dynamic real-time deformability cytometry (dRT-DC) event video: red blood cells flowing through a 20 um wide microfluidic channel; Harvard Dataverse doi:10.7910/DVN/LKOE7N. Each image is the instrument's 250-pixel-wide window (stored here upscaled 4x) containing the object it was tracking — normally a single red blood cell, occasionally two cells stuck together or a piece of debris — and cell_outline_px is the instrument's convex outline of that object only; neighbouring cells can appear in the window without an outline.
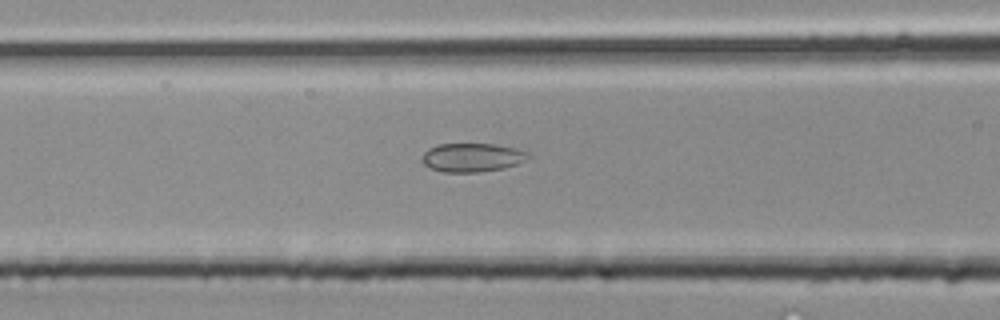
{"species": "common noctule bat (a hibernating species)", "species_latin": "Nyctalus noctula", "temperature_condition": "room temperature", "stored_images_in_passage": 27, "camera_frame_rate_fps": 3000, "um_per_image_px": 0.085, "animal": {"sex": "male", "body_mass_g": 20.4}, "frame": {"image": 1, "passage_image": 11, "time_ms": 3.333, "image_size_px": [1000, 320], "cell_outline_px": [[532, 156], [516, 164], [504, 168], [480, 172], [444, 172], [432, 168], [424, 164], [420, 160], [420, 156], [428, 148], [436, 144], [496, 144], [528, 152]], "centroid_in_image_um": [40.09, 13.38], "position_along_channel_um": 126.5, "area_um2": 17.8}}
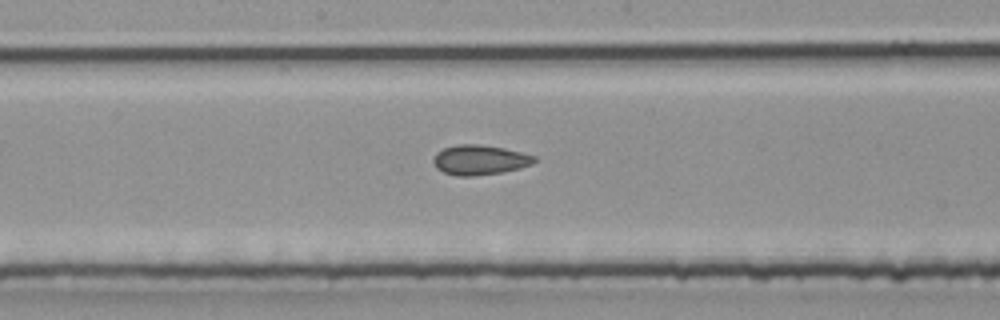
{"frame": {"image": 2, "passage_image": 15, "time_ms": 4.667, "image_size_px": [1000, 320], "cell_outline_px": [[536, 160], [532, 164], [520, 168], [500, 172], [472, 176], [456, 176], [444, 172], [436, 168], [432, 160], [436, 152], [444, 148], [456, 144], [476, 144], [504, 148], [536, 156]], "centroid_in_image_um": [40.75, 13.59], "position_along_channel_um": 207.5, "area_um2": 17.51}}
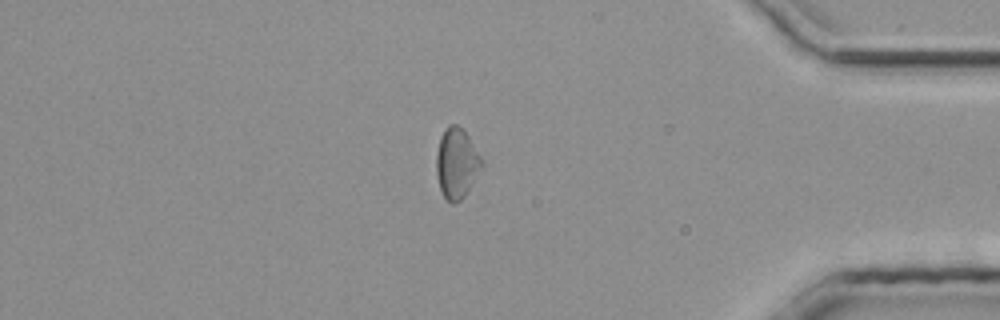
{"frame": {"image": 3, "passage_image": 26, "time_ms": 8.333, "image_size_px": [1000, 320], "cell_outline_px": [[484, 164], [464, 196], [456, 204], [452, 204], [444, 196], [440, 188], [436, 172], [436, 152], [440, 136], [444, 128], [448, 124], [456, 124], [468, 136], [484, 160]], "centroid_in_image_um": [38.81, 13.86], "position_along_channel_um": 396.4, "area_um2": 18.61}}